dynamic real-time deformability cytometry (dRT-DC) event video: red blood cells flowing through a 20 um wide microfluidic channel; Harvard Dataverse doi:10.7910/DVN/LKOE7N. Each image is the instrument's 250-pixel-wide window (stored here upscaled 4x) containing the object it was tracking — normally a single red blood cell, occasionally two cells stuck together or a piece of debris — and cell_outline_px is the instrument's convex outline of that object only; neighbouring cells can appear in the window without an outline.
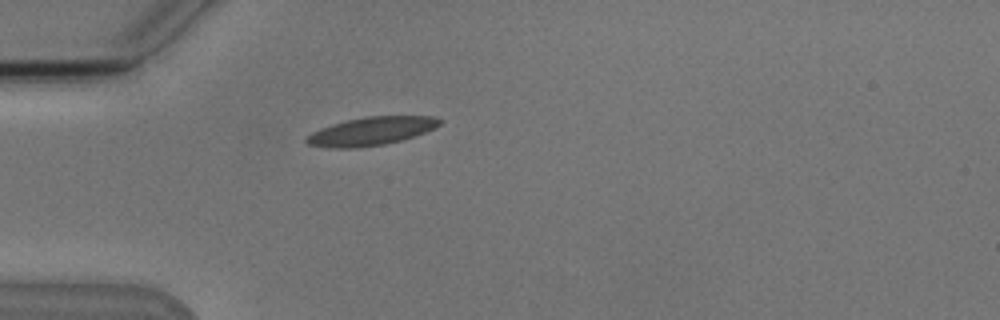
{"species": "Egyptian fruit bat (a non-hibernating species)", "species_latin": "Rousettus aegyptiacus", "temperature_condition": "cold", "stored_images_in_passage": 2, "camera_frame_rate_fps": 3000, "um_per_image_px": 0.085, "animal": {"sex": "male"}, "frame": {"image": 1, "passage_image": 2, "time_ms": 1.333, "image_size_px": [1000, 320], "cell_outline_px": [[440, 124], [424, 132], [400, 140], [384, 144], [356, 148], [328, 148], [308, 144], [304, 140], [312, 132], [320, 128], [332, 124], [364, 116], [436, 116], [440, 120]], "centroid_in_image_um": [31.5, 11.15], "position_along_channel_um": 53.5, "area_um2": 21.68}}